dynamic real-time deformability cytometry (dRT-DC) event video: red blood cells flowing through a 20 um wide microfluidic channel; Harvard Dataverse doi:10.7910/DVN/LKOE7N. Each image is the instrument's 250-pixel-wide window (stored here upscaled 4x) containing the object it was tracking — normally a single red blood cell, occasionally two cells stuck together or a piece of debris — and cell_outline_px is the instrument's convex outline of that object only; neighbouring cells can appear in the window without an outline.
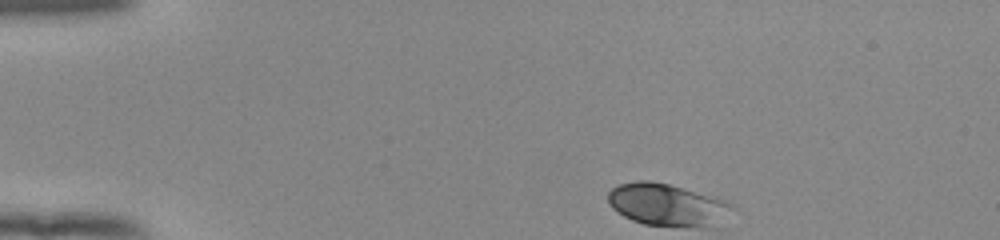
{"species": "human", "species_latin": "Homo sapiens", "temperature_condition": "room temperature", "stored_images_in_passage": 45, "camera_frame_rate_fps": 3000, "um_per_image_px": 0.085, "donor": {"sex": "female"}, "frame": {"image": 1, "passage_image": 1, "time_ms": 0.0, "image_size_px": [1000, 240], "cell_outline_px": [[700, 200], [692, 224], [644, 224], [624, 216], [608, 200], [608, 192], [612, 188], [620, 184], [668, 184], [680, 188], [700, 196]], "centroid_in_image_um": [55.67, 17.29], "position_along_channel_um": 29.3, "area_um2": 21.85}}
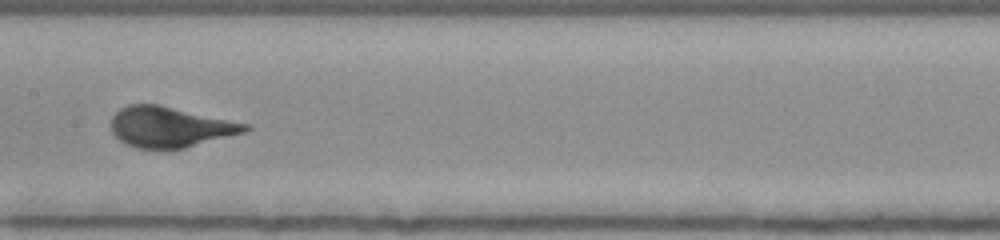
{"frame": {"image": 2, "passage_image": 20, "time_ms": 6.333, "image_size_px": [1000, 240], "cell_outline_px": [[248, 128], [240, 132], [180, 148], [144, 148], [128, 144], [116, 136], [112, 128], [112, 120], [124, 108], [132, 104], [156, 104], [248, 124]], "centroid_in_image_um": [14.41, 10.78], "position_along_channel_um": 193.0, "area_um2": 29.71}}
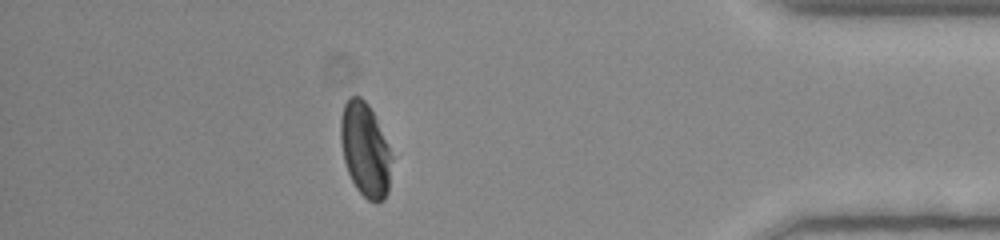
{"frame": {"image": 3, "passage_image": 39, "time_ms": 12.667, "image_size_px": [1000, 240], "cell_outline_px": [[388, 188], [384, 196], [380, 200], [368, 200], [356, 188], [348, 172], [344, 160], [340, 136], [340, 124], [344, 104], [352, 96], [360, 96], [364, 100], [372, 112], [388, 148]], "centroid_in_image_um": [30.96, 12.69], "position_along_channel_um": 404.2, "area_um2": 26.3}, "authors_computed_cell_mechanics": {"area_um2": 28.4376, "velocity_mm_per_s": 3.8999, "shape_relaxation_time_tau1_ms": 4.0461, "shape_relaxation_time_tau2_ms": null, "deformation_change_tau1": 0.1873, "deformation_change_tau2": null}}